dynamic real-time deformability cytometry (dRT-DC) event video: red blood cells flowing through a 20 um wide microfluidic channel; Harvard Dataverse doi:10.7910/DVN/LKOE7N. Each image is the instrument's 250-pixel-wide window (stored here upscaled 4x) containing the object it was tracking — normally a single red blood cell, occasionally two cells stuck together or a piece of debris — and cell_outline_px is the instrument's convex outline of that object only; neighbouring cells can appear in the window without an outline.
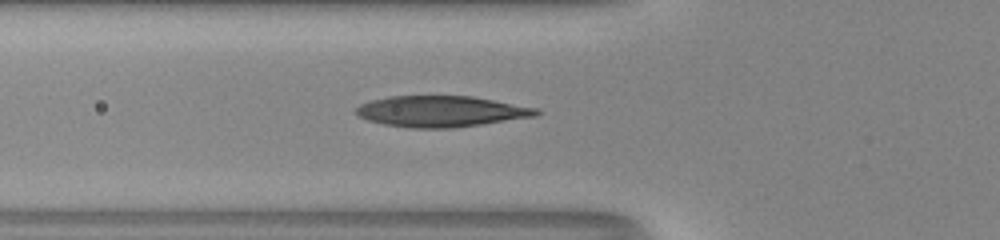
{"species": "human", "species_latin": "Homo sapiens", "temperature_condition": "room temperature", "stored_images_in_passage": 35, "camera_frame_rate_fps": 3000, "um_per_image_px": 0.085, "donor": {"sex": "male"}, "frame": {"image": 1, "passage_image": 2, "time_ms": 0.333, "image_size_px": [1000, 240], "cell_outline_px": [[540, 112], [536, 116], [452, 128], [412, 128], [384, 124], [368, 120], [360, 116], [356, 112], [356, 108], [360, 104], [372, 100], [388, 96], [472, 96], [536, 108]], "centroid_in_image_um": [37.46, 9.46], "position_along_channel_um": 88.3, "area_um2": 32.19}}
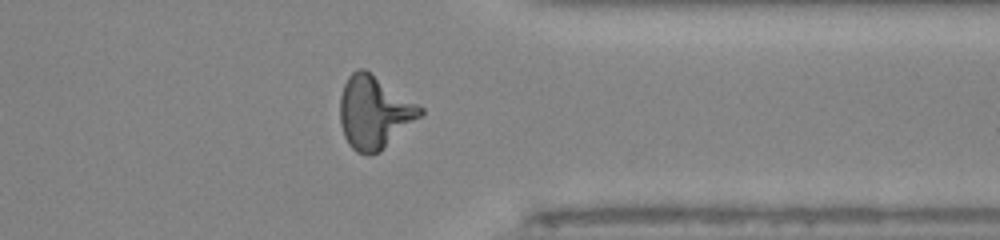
{"frame": {"image": 2, "passage_image": 24, "time_ms": 7.667, "image_size_px": [1000, 240], "cell_outline_px": [[424, 112], [420, 116], [380, 152], [368, 156], [356, 152], [348, 144], [344, 136], [340, 124], [340, 96], [344, 84], [348, 76], [352, 72], [360, 68], [364, 68], [424, 108]], "centroid_in_image_um": [31.78, 9.56], "position_along_channel_um": 379.6, "area_um2": 33.87}}
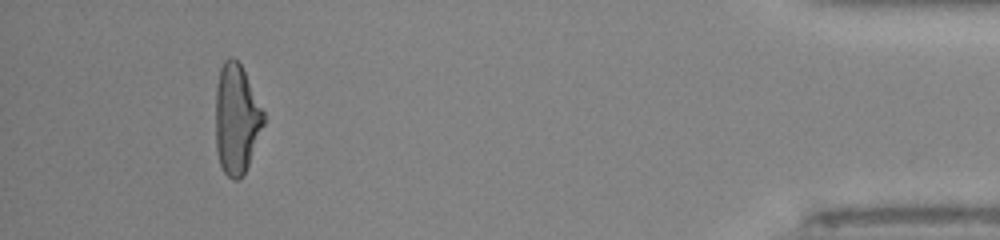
{"frame": {"image": 3, "passage_image": 31, "time_ms": 10.0, "image_size_px": [1000, 240], "cell_outline_px": [[264, 124], [248, 164], [240, 180], [232, 180], [224, 172], [220, 164], [216, 148], [216, 88], [220, 68], [224, 60], [228, 56], [232, 56], [240, 64], [264, 112]], "centroid_in_image_um": [20.08, 10.12], "position_along_channel_um": 415.1, "area_um2": 30.4}}